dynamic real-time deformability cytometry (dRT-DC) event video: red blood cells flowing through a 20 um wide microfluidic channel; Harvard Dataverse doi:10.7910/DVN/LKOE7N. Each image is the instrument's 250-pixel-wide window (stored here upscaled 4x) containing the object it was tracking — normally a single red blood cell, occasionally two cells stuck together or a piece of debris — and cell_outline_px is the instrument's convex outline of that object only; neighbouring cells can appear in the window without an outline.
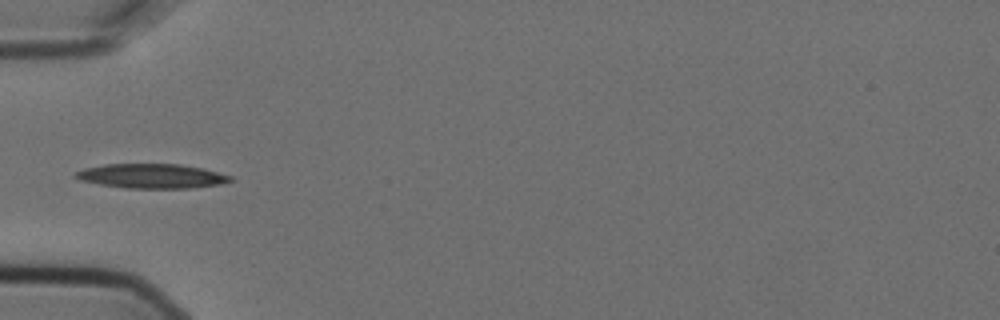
{"species": "Egyptian fruit bat (a non-hibernating species)", "species_latin": "Rousettus aegyptiacus", "temperature_condition": "cold", "stored_images_in_passage": 9, "camera_frame_rate_fps": 3000, "um_per_image_px": 0.085, "animal": {"sex": "female"}, "frame": {"image": 1, "passage_image": 6, "time_ms": 1.667, "image_size_px": [1000, 320], "cell_outline_px": [[236, 180], [220, 184], [192, 188], [124, 188], [100, 184], [80, 180], [72, 176], [76, 172], [84, 168], [104, 164], [180, 164], [200, 168], [232, 176]], "centroid_in_image_um": [12.88, 14.97], "position_along_channel_um": 72.1, "area_um2": 22.08}}
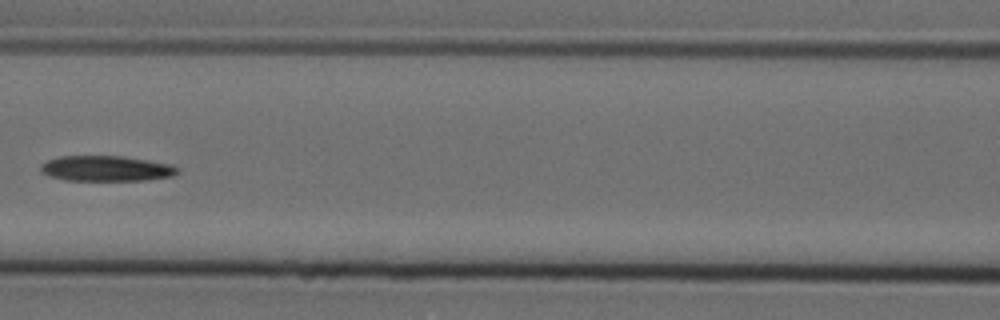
{"frame": {"image": 2, "passage_image": 8, "time_ms": 2.333, "image_size_px": [1000, 320], "cell_outline_px": [[180, 172], [172, 176], [148, 180], [64, 180], [48, 176], [40, 172], [40, 164], [48, 160], [60, 156], [124, 156], [172, 164], [180, 168]], "centroid_in_image_um": [9.04, 14.32], "position_along_channel_um": 157.6, "area_um2": 20.52}}
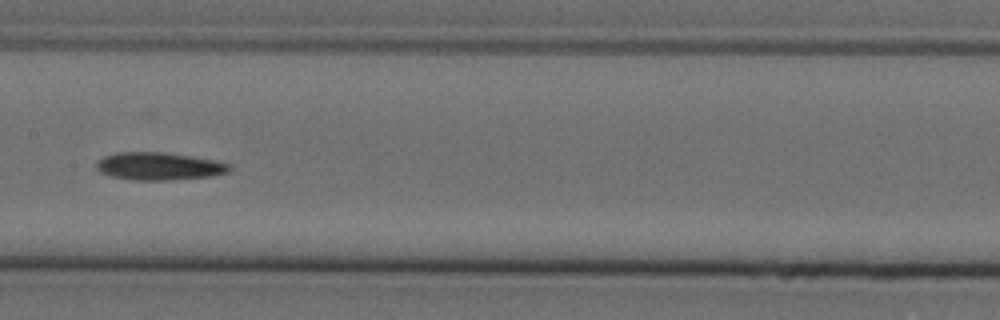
{"frame": {"image": 3, "passage_image": 9, "time_ms": 2.667, "image_size_px": [1000, 320], "cell_outline_px": [[232, 168], [228, 172], [212, 176], [164, 180], [132, 180], [112, 176], [100, 172], [96, 168], [96, 160], [104, 156], [116, 152], [164, 152], [192, 156], [216, 160], [232, 164]], "centroid_in_image_um": [13.52, 14.12], "position_along_channel_um": 193.9, "area_um2": 21.62}}